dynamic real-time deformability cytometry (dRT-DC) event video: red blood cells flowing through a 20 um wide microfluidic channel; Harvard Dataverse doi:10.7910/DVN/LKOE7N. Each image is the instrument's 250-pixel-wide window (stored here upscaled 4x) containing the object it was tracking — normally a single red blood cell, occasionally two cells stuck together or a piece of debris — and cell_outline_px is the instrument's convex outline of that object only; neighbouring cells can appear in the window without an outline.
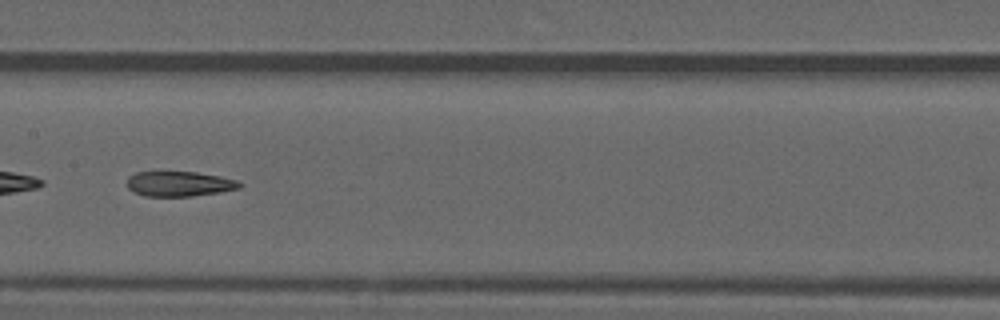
{"species": "common noctule bat (a hibernating species)", "species_latin": "Nyctalus noctula", "temperature_condition": "warm", "stored_images_in_passage": 35, "camera_frame_rate_fps": 3000, "um_per_image_px": 0.085, "animal": {"sex": "male", "forearm_length_mm": 52.5}, "frame": {"image": 1, "passage_image": 11, "time_ms": 3.333, "image_size_px": [1000, 320], "cell_outline_px": [[244, 184], [240, 188], [220, 192], [192, 196], [144, 196], [132, 192], [128, 188], [128, 176], [136, 172], [196, 172], [220, 176], [236, 180]], "centroid_in_image_um": [15.24, 15.63], "position_along_channel_um": 192.2, "area_um2": 16.47}, "authors_computed_cell_mechanics": {"area_um2": 17.2822, "velocity_mm_per_s": 4.0286, "shape_relaxation_time_tau1_ms": null, "shape_relaxation_time_tau2_ms": 2.2122, "deformation_change_tau1": null, "deformation_change_tau2": 0.1146}}